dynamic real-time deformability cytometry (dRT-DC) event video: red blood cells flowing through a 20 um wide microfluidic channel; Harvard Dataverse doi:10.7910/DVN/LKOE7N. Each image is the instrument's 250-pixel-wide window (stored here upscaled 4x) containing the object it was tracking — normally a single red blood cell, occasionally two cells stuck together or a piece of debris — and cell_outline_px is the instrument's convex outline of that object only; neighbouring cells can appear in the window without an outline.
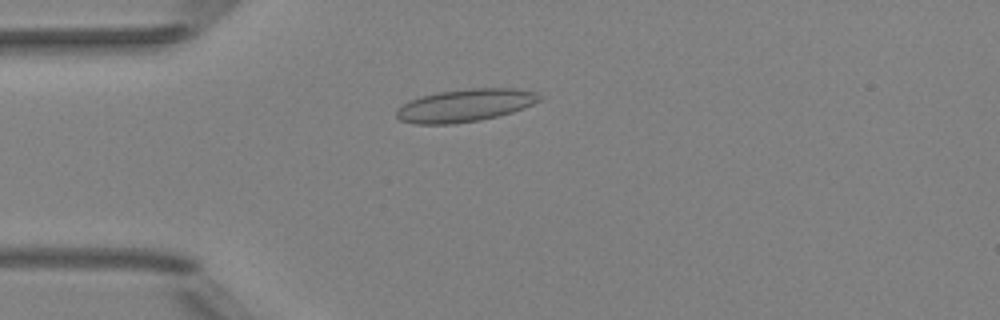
{"species": "Egyptian fruit bat (a non-hibernating species)", "species_latin": "Rousettus aegyptiacus", "temperature_condition": "room temperature", "stored_images_in_passage": 49, "camera_frame_rate_fps": 3000, "um_per_image_px": 0.085, "animal": {"sex": "female"}, "frame": {"image": 1, "passage_image": 11, "time_ms": 3.333, "image_size_px": [1000, 320], "cell_outline_px": [[544, 100], [524, 108], [512, 112], [480, 120], [452, 124], [416, 124], [400, 120], [396, 116], [396, 108], [408, 100], [420, 96], [440, 92], [468, 88], [516, 88], [536, 92], [544, 96]], "centroid_in_image_um": [39.56, 8.95], "position_along_channel_um": 45.4, "area_um2": 27.57}}
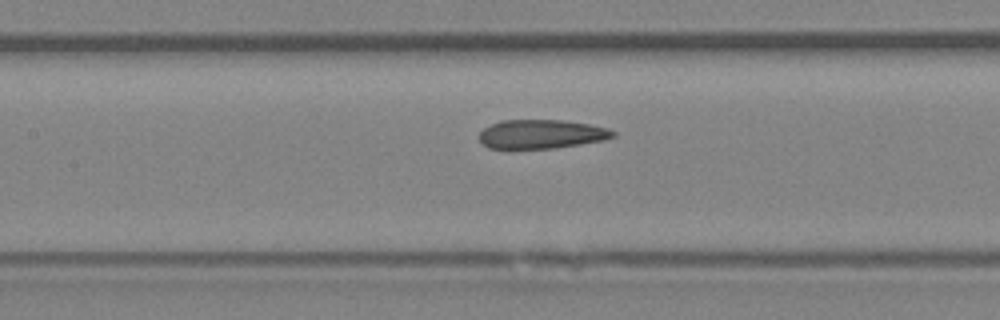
{"frame": {"image": 2, "passage_image": 21, "time_ms": 6.667, "image_size_px": [1000, 320], "cell_outline_px": [[616, 136], [604, 140], [580, 144], [552, 148], [488, 148], [480, 140], [480, 132], [484, 128], [500, 120], [564, 120], [588, 124], [608, 128], [616, 132]], "centroid_in_image_um": [46.04, 11.39], "position_along_channel_um": 161.4, "area_um2": 22.43}}
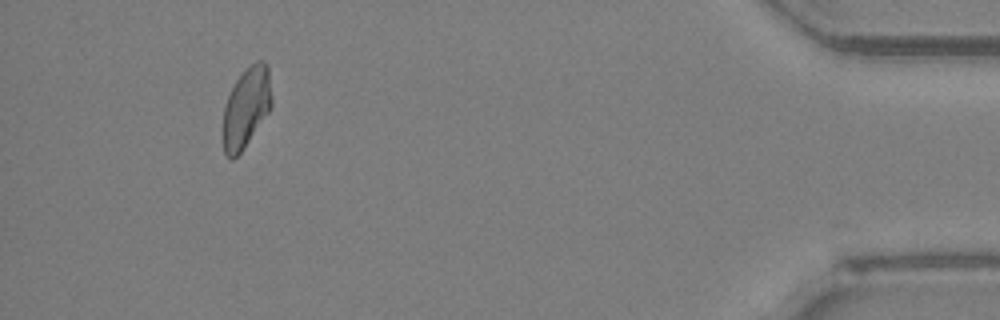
{"frame": {"image": 3, "passage_image": 45, "time_ms": 14.667, "image_size_px": [1000, 320], "cell_outline_px": [[272, 108], [240, 152], [232, 160], [224, 152], [224, 108], [228, 96], [236, 80], [256, 60], [264, 60], [268, 64], [272, 100]], "centroid_in_image_um": [20.97, 9.1], "position_along_channel_um": 414.2, "area_um2": 22.31}, "authors_computed_cell_mechanics": {"area_um2": 23.409, "velocity_mm_per_s": 4.0022, "shape_relaxation_time_tau1_ms": null, "shape_relaxation_time_tau2_ms": 0.855, "deformation_change_tau1": null, "deformation_change_tau2": 0.0672}}